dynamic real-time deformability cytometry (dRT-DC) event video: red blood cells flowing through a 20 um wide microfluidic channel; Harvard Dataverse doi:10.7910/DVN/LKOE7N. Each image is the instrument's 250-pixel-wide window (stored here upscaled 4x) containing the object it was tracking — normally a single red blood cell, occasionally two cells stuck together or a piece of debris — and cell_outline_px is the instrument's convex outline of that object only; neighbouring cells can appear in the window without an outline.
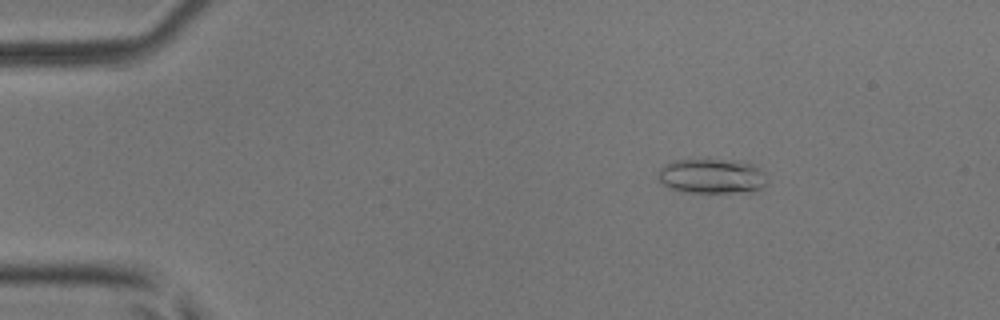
{"species": "common noctule bat (a hibernating species)", "species_latin": "Nyctalus noctula", "temperature_condition": "room temperature", "stored_images_in_passage": 3, "camera_frame_rate_fps": 3000, "um_per_image_px": 0.085, "animal": {"sex": "male", "body_mass_g": 17.9, "forearm_length_mm": 54.2}, "frame": {"image": 1, "passage_image": 2, "time_ms": 0.333, "image_size_px": [1000, 320], "cell_outline_px": [[768, 180], [764, 188], [752, 192], [680, 192], [668, 188], [656, 176], [660, 168], [664, 164], [672, 160], [704, 156], [740, 160], [756, 164], [764, 172]], "centroid_in_image_um": [60.52, 14.91], "position_along_channel_um": 24.5, "area_um2": 23.64}}